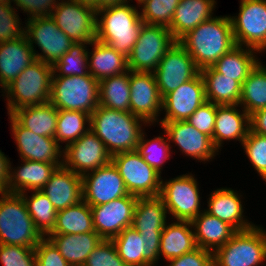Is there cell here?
<instances>
[{"mask_svg":"<svg viewBox=\"0 0 266 266\" xmlns=\"http://www.w3.org/2000/svg\"><path fill=\"white\" fill-rule=\"evenodd\" d=\"M178 42L187 50L199 70L212 67L236 46L229 15L213 16L187 32Z\"/></svg>","mask_w":266,"mask_h":266,"instance_id":"1","label":"cell"},{"mask_svg":"<svg viewBox=\"0 0 266 266\" xmlns=\"http://www.w3.org/2000/svg\"><path fill=\"white\" fill-rule=\"evenodd\" d=\"M147 123L133 115L99 105L90 115V130L104 143L107 152L114 154L136 150L142 127Z\"/></svg>","mask_w":266,"mask_h":266,"instance_id":"2","label":"cell"},{"mask_svg":"<svg viewBox=\"0 0 266 266\" xmlns=\"http://www.w3.org/2000/svg\"><path fill=\"white\" fill-rule=\"evenodd\" d=\"M138 9L126 1L98 10L96 40L128 57L143 24Z\"/></svg>","mask_w":266,"mask_h":266,"instance_id":"3","label":"cell"},{"mask_svg":"<svg viewBox=\"0 0 266 266\" xmlns=\"http://www.w3.org/2000/svg\"><path fill=\"white\" fill-rule=\"evenodd\" d=\"M53 67L40 60L27 66L1 92L6 98L7 114L30 105L50 102Z\"/></svg>","mask_w":266,"mask_h":266,"instance_id":"4","label":"cell"},{"mask_svg":"<svg viewBox=\"0 0 266 266\" xmlns=\"http://www.w3.org/2000/svg\"><path fill=\"white\" fill-rule=\"evenodd\" d=\"M42 238L22 196L0 193V244L36 247Z\"/></svg>","mask_w":266,"mask_h":266,"instance_id":"5","label":"cell"},{"mask_svg":"<svg viewBox=\"0 0 266 266\" xmlns=\"http://www.w3.org/2000/svg\"><path fill=\"white\" fill-rule=\"evenodd\" d=\"M50 103L58 110L82 111L91 115L99 106V81L90 74L52 77Z\"/></svg>","mask_w":266,"mask_h":266,"instance_id":"6","label":"cell"},{"mask_svg":"<svg viewBox=\"0 0 266 266\" xmlns=\"http://www.w3.org/2000/svg\"><path fill=\"white\" fill-rule=\"evenodd\" d=\"M266 261V229L254 225L237 231L213 253L214 266H259Z\"/></svg>","mask_w":266,"mask_h":266,"instance_id":"7","label":"cell"},{"mask_svg":"<svg viewBox=\"0 0 266 266\" xmlns=\"http://www.w3.org/2000/svg\"><path fill=\"white\" fill-rule=\"evenodd\" d=\"M168 27L143 23L128 59L135 72H154L165 53L175 44Z\"/></svg>","mask_w":266,"mask_h":266,"instance_id":"8","label":"cell"},{"mask_svg":"<svg viewBox=\"0 0 266 266\" xmlns=\"http://www.w3.org/2000/svg\"><path fill=\"white\" fill-rule=\"evenodd\" d=\"M199 183L191 172L169 180L162 179L160 197L171 219L192 221L201 210Z\"/></svg>","mask_w":266,"mask_h":266,"instance_id":"9","label":"cell"},{"mask_svg":"<svg viewBox=\"0 0 266 266\" xmlns=\"http://www.w3.org/2000/svg\"><path fill=\"white\" fill-rule=\"evenodd\" d=\"M111 161L118 169L129 194L137 197L160 195L161 174L148 165L136 150L114 154Z\"/></svg>","mask_w":266,"mask_h":266,"instance_id":"10","label":"cell"},{"mask_svg":"<svg viewBox=\"0 0 266 266\" xmlns=\"http://www.w3.org/2000/svg\"><path fill=\"white\" fill-rule=\"evenodd\" d=\"M25 35L37 60L54 65L74 43L57 27L51 16L26 19ZM36 44V45H35ZM38 46L41 53L34 48Z\"/></svg>","mask_w":266,"mask_h":266,"instance_id":"11","label":"cell"},{"mask_svg":"<svg viewBox=\"0 0 266 266\" xmlns=\"http://www.w3.org/2000/svg\"><path fill=\"white\" fill-rule=\"evenodd\" d=\"M238 15L231 16L236 45L266 51V0H240Z\"/></svg>","mask_w":266,"mask_h":266,"instance_id":"12","label":"cell"},{"mask_svg":"<svg viewBox=\"0 0 266 266\" xmlns=\"http://www.w3.org/2000/svg\"><path fill=\"white\" fill-rule=\"evenodd\" d=\"M72 42L96 40L97 11L74 0H61L50 15Z\"/></svg>","mask_w":266,"mask_h":266,"instance_id":"13","label":"cell"},{"mask_svg":"<svg viewBox=\"0 0 266 266\" xmlns=\"http://www.w3.org/2000/svg\"><path fill=\"white\" fill-rule=\"evenodd\" d=\"M153 73L160 95L163 98L184 82L195 78L200 70L187 50L176 41L165 53Z\"/></svg>","mask_w":266,"mask_h":266,"instance_id":"14","label":"cell"},{"mask_svg":"<svg viewBox=\"0 0 266 266\" xmlns=\"http://www.w3.org/2000/svg\"><path fill=\"white\" fill-rule=\"evenodd\" d=\"M126 195L129 192L112 161L82 176V200L89 206L106 204Z\"/></svg>","mask_w":266,"mask_h":266,"instance_id":"15","label":"cell"},{"mask_svg":"<svg viewBox=\"0 0 266 266\" xmlns=\"http://www.w3.org/2000/svg\"><path fill=\"white\" fill-rule=\"evenodd\" d=\"M129 83L130 112L149 126L158 124L162 112V97L154 73L130 71Z\"/></svg>","mask_w":266,"mask_h":266,"instance_id":"16","label":"cell"},{"mask_svg":"<svg viewBox=\"0 0 266 266\" xmlns=\"http://www.w3.org/2000/svg\"><path fill=\"white\" fill-rule=\"evenodd\" d=\"M138 197L126 195L106 204L90 206L95 232L103 240H112L133 223Z\"/></svg>","mask_w":266,"mask_h":266,"instance_id":"17","label":"cell"},{"mask_svg":"<svg viewBox=\"0 0 266 266\" xmlns=\"http://www.w3.org/2000/svg\"><path fill=\"white\" fill-rule=\"evenodd\" d=\"M8 119L20 159L63 166L64 149L55 138L33 133L23 127L11 114H8Z\"/></svg>","mask_w":266,"mask_h":266,"instance_id":"18","label":"cell"},{"mask_svg":"<svg viewBox=\"0 0 266 266\" xmlns=\"http://www.w3.org/2000/svg\"><path fill=\"white\" fill-rule=\"evenodd\" d=\"M158 125L166 133L170 144H175L182 154L200 163L212 161L219 153L212 138L198 131L187 121L159 122Z\"/></svg>","mask_w":266,"mask_h":266,"instance_id":"19","label":"cell"},{"mask_svg":"<svg viewBox=\"0 0 266 266\" xmlns=\"http://www.w3.org/2000/svg\"><path fill=\"white\" fill-rule=\"evenodd\" d=\"M110 161L104 143L91 130L64 148L63 166L81 176Z\"/></svg>","mask_w":266,"mask_h":266,"instance_id":"20","label":"cell"},{"mask_svg":"<svg viewBox=\"0 0 266 266\" xmlns=\"http://www.w3.org/2000/svg\"><path fill=\"white\" fill-rule=\"evenodd\" d=\"M204 81L199 73L162 98V114L159 122L186 121L206 102Z\"/></svg>","mask_w":266,"mask_h":266,"instance_id":"21","label":"cell"},{"mask_svg":"<svg viewBox=\"0 0 266 266\" xmlns=\"http://www.w3.org/2000/svg\"><path fill=\"white\" fill-rule=\"evenodd\" d=\"M239 104L217 105L212 142L221 151L224 141L242 142L250 131V115ZM240 108V109H238Z\"/></svg>","mask_w":266,"mask_h":266,"instance_id":"22","label":"cell"},{"mask_svg":"<svg viewBox=\"0 0 266 266\" xmlns=\"http://www.w3.org/2000/svg\"><path fill=\"white\" fill-rule=\"evenodd\" d=\"M243 195L232 188H217L209 194L206 212L227 222L237 231L247 230L255 224L244 214Z\"/></svg>","mask_w":266,"mask_h":266,"instance_id":"23","label":"cell"},{"mask_svg":"<svg viewBox=\"0 0 266 266\" xmlns=\"http://www.w3.org/2000/svg\"><path fill=\"white\" fill-rule=\"evenodd\" d=\"M21 162L23 164L14 168L9 160L8 193L20 194L22 192L41 190L55 170L61 167L60 164L47 162L23 159H21Z\"/></svg>","mask_w":266,"mask_h":266,"instance_id":"24","label":"cell"},{"mask_svg":"<svg viewBox=\"0 0 266 266\" xmlns=\"http://www.w3.org/2000/svg\"><path fill=\"white\" fill-rule=\"evenodd\" d=\"M41 191L59 211L78 204L82 200V176L58 167Z\"/></svg>","mask_w":266,"mask_h":266,"instance_id":"25","label":"cell"},{"mask_svg":"<svg viewBox=\"0 0 266 266\" xmlns=\"http://www.w3.org/2000/svg\"><path fill=\"white\" fill-rule=\"evenodd\" d=\"M36 59L26 35L0 43V89L3 90Z\"/></svg>","mask_w":266,"mask_h":266,"instance_id":"26","label":"cell"},{"mask_svg":"<svg viewBox=\"0 0 266 266\" xmlns=\"http://www.w3.org/2000/svg\"><path fill=\"white\" fill-rule=\"evenodd\" d=\"M216 0H180L168 27L178 41L187 32L213 17Z\"/></svg>","mask_w":266,"mask_h":266,"instance_id":"27","label":"cell"},{"mask_svg":"<svg viewBox=\"0 0 266 266\" xmlns=\"http://www.w3.org/2000/svg\"><path fill=\"white\" fill-rule=\"evenodd\" d=\"M197 247L214 253L229 241L237 230L204 209L191 221Z\"/></svg>","mask_w":266,"mask_h":266,"instance_id":"28","label":"cell"},{"mask_svg":"<svg viewBox=\"0 0 266 266\" xmlns=\"http://www.w3.org/2000/svg\"><path fill=\"white\" fill-rule=\"evenodd\" d=\"M197 248L191 221L171 220L162 230L159 255L164 261L180 257Z\"/></svg>","mask_w":266,"mask_h":266,"instance_id":"29","label":"cell"},{"mask_svg":"<svg viewBox=\"0 0 266 266\" xmlns=\"http://www.w3.org/2000/svg\"><path fill=\"white\" fill-rule=\"evenodd\" d=\"M90 46L93 48L92 51L87 49L88 71L96 80L101 81L129 70L127 57L111 46L97 40L89 43Z\"/></svg>","mask_w":266,"mask_h":266,"instance_id":"30","label":"cell"},{"mask_svg":"<svg viewBox=\"0 0 266 266\" xmlns=\"http://www.w3.org/2000/svg\"><path fill=\"white\" fill-rule=\"evenodd\" d=\"M47 238L71 266H84L89 254L103 240L96 232L49 234Z\"/></svg>","mask_w":266,"mask_h":266,"instance_id":"31","label":"cell"},{"mask_svg":"<svg viewBox=\"0 0 266 266\" xmlns=\"http://www.w3.org/2000/svg\"><path fill=\"white\" fill-rule=\"evenodd\" d=\"M11 115L23 127L33 133L54 138L58 109L50 102L40 105L24 106L14 110Z\"/></svg>","mask_w":266,"mask_h":266,"instance_id":"32","label":"cell"},{"mask_svg":"<svg viewBox=\"0 0 266 266\" xmlns=\"http://www.w3.org/2000/svg\"><path fill=\"white\" fill-rule=\"evenodd\" d=\"M204 81L206 100L216 105L239 104L242 85L225 75L218 73L213 67L200 70Z\"/></svg>","mask_w":266,"mask_h":266,"instance_id":"33","label":"cell"},{"mask_svg":"<svg viewBox=\"0 0 266 266\" xmlns=\"http://www.w3.org/2000/svg\"><path fill=\"white\" fill-rule=\"evenodd\" d=\"M167 215V209L160 196L138 197L132 227L139 233H162L169 222Z\"/></svg>","mask_w":266,"mask_h":266,"instance_id":"34","label":"cell"},{"mask_svg":"<svg viewBox=\"0 0 266 266\" xmlns=\"http://www.w3.org/2000/svg\"><path fill=\"white\" fill-rule=\"evenodd\" d=\"M258 53L254 49L236 45L220 57L212 67L218 73L238 81L242 85L249 73L260 62V58L256 55Z\"/></svg>","mask_w":266,"mask_h":266,"instance_id":"35","label":"cell"},{"mask_svg":"<svg viewBox=\"0 0 266 266\" xmlns=\"http://www.w3.org/2000/svg\"><path fill=\"white\" fill-rule=\"evenodd\" d=\"M130 70L99 81V105L130 112Z\"/></svg>","mask_w":266,"mask_h":266,"instance_id":"36","label":"cell"},{"mask_svg":"<svg viewBox=\"0 0 266 266\" xmlns=\"http://www.w3.org/2000/svg\"><path fill=\"white\" fill-rule=\"evenodd\" d=\"M95 232L91 207L83 200L57 211L56 224L50 234H82Z\"/></svg>","mask_w":266,"mask_h":266,"instance_id":"37","label":"cell"},{"mask_svg":"<svg viewBox=\"0 0 266 266\" xmlns=\"http://www.w3.org/2000/svg\"><path fill=\"white\" fill-rule=\"evenodd\" d=\"M28 193L22 192L20 195L36 229L43 237H47L55 227L57 210L41 190L31 191V196Z\"/></svg>","mask_w":266,"mask_h":266,"instance_id":"38","label":"cell"},{"mask_svg":"<svg viewBox=\"0 0 266 266\" xmlns=\"http://www.w3.org/2000/svg\"><path fill=\"white\" fill-rule=\"evenodd\" d=\"M239 105L249 115L266 108V66L261 60L243 81Z\"/></svg>","mask_w":266,"mask_h":266,"instance_id":"39","label":"cell"},{"mask_svg":"<svg viewBox=\"0 0 266 266\" xmlns=\"http://www.w3.org/2000/svg\"><path fill=\"white\" fill-rule=\"evenodd\" d=\"M90 130V115L82 111L58 110L54 138L66 148Z\"/></svg>","mask_w":266,"mask_h":266,"instance_id":"40","label":"cell"},{"mask_svg":"<svg viewBox=\"0 0 266 266\" xmlns=\"http://www.w3.org/2000/svg\"><path fill=\"white\" fill-rule=\"evenodd\" d=\"M87 45L89 43H73L70 49L52 66V77L88 75Z\"/></svg>","mask_w":266,"mask_h":266,"instance_id":"41","label":"cell"},{"mask_svg":"<svg viewBox=\"0 0 266 266\" xmlns=\"http://www.w3.org/2000/svg\"><path fill=\"white\" fill-rule=\"evenodd\" d=\"M164 134L161 136L158 135L153 139H147L146 132L143 131L136 148V151L143 157L144 161L153 167L159 174H162V167L164 166V163H167L166 160L172 158L171 153L173 151L171 150L172 145L169 143L165 132Z\"/></svg>","mask_w":266,"mask_h":266,"instance_id":"42","label":"cell"},{"mask_svg":"<svg viewBox=\"0 0 266 266\" xmlns=\"http://www.w3.org/2000/svg\"><path fill=\"white\" fill-rule=\"evenodd\" d=\"M118 255L128 266H144V237L132 226L112 239Z\"/></svg>","mask_w":266,"mask_h":266,"instance_id":"43","label":"cell"},{"mask_svg":"<svg viewBox=\"0 0 266 266\" xmlns=\"http://www.w3.org/2000/svg\"><path fill=\"white\" fill-rule=\"evenodd\" d=\"M179 2L180 0L144 1L138 6L143 23L169 27Z\"/></svg>","mask_w":266,"mask_h":266,"instance_id":"44","label":"cell"},{"mask_svg":"<svg viewBox=\"0 0 266 266\" xmlns=\"http://www.w3.org/2000/svg\"><path fill=\"white\" fill-rule=\"evenodd\" d=\"M242 148L258 176L266 182V136L250 130L242 142Z\"/></svg>","mask_w":266,"mask_h":266,"instance_id":"45","label":"cell"},{"mask_svg":"<svg viewBox=\"0 0 266 266\" xmlns=\"http://www.w3.org/2000/svg\"><path fill=\"white\" fill-rule=\"evenodd\" d=\"M17 12L11 3H0V43L25 35V25Z\"/></svg>","mask_w":266,"mask_h":266,"instance_id":"46","label":"cell"},{"mask_svg":"<svg viewBox=\"0 0 266 266\" xmlns=\"http://www.w3.org/2000/svg\"><path fill=\"white\" fill-rule=\"evenodd\" d=\"M35 247L0 244L2 266H37Z\"/></svg>","mask_w":266,"mask_h":266,"instance_id":"47","label":"cell"},{"mask_svg":"<svg viewBox=\"0 0 266 266\" xmlns=\"http://www.w3.org/2000/svg\"><path fill=\"white\" fill-rule=\"evenodd\" d=\"M84 266H128L118 255L112 240H102L89 254Z\"/></svg>","mask_w":266,"mask_h":266,"instance_id":"48","label":"cell"},{"mask_svg":"<svg viewBox=\"0 0 266 266\" xmlns=\"http://www.w3.org/2000/svg\"><path fill=\"white\" fill-rule=\"evenodd\" d=\"M217 105L206 101L186 120L198 131L213 137Z\"/></svg>","mask_w":266,"mask_h":266,"instance_id":"49","label":"cell"},{"mask_svg":"<svg viewBox=\"0 0 266 266\" xmlns=\"http://www.w3.org/2000/svg\"><path fill=\"white\" fill-rule=\"evenodd\" d=\"M34 251L37 266H71L47 237L39 241Z\"/></svg>","mask_w":266,"mask_h":266,"instance_id":"50","label":"cell"},{"mask_svg":"<svg viewBox=\"0 0 266 266\" xmlns=\"http://www.w3.org/2000/svg\"><path fill=\"white\" fill-rule=\"evenodd\" d=\"M61 0H10V3L26 13L28 18L50 16Z\"/></svg>","mask_w":266,"mask_h":266,"instance_id":"51","label":"cell"},{"mask_svg":"<svg viewBox=\"0 0 266 266\" xmlns=\"http://www.w3.org/2000/svg\"><path fill=\"white\" fill-rule=\"evenodd\" d=\"M166 262L167 266H214L213 253L200 247Z\"/></svg>","mask_w":266,"mask_h":266,"instance_id":"52","label":"cell"},{"mask_svg":"<svg viewBox=\"0 0 266 266\" xmlns=\"http://www.w3.org/2000/svg\"><path fill=\"white\" fill-rule=\"evenodd\" d=\"M144 237V266H156L160 259L159 248L161 233H140Z\"/></svg>","mask_w":266,"mask_h":266,"instance_id":"53","label":"cell"},{"mask_svg":"<svg viewBox=\"0 0 266 266\" xmlns=\"http://www.w3.org/2000/svg\"><path fill=\"white\" fill-rule=\"evenodd\" d=\"M250 130L266 136V108L250 114Z\"/></svg>","mask_w":266,"mask_h":266,"instance_id":"54","label":"cell"},{"mask_svg":"<svg viewBox=\"0 0 266 266\" xmlns=\"http://www.w3.org/2000/svg\"><path fill=\"white\" fill-rule=\"evenodd\" d=\"M0 150V193L7 192L10 158Z\"/></svg>","mask_w":266,"mask_h":266,"instance_id":"55","label":"cell"},{"mask_svg":"<svg viewBox=\"0 0 266 266\" xmlns=\"http://www.w3.org/2000/svg\"><path fill=\"white\" fill-rule=\"evenodd\" d=\"M126 1L127 0H98V10L103 9L105 7L119 5V4L124 3Z\"/></svg>","mask_w":266,"mask_h":266,"instance_id":"56","label":"cell"},{"mask_svg":"<svg viewBox=\"0 0 266 266\" xmlns=\"http://www.w3.org/2000/svg\"><path fill=\"white\" fill-rule=\"evenodd\" d=\"M74 1L79 2L86 6L92 7L96 11H98V0H74Z\"/></svg>","mask_w":266,"mask_h":266,"instance_id":"57","label":"cell"},{"mask_svg":"<svg viewBox=\"0 0 266 266\" xmlns=\"http://www.w3.org/2000/svg\"><path fill=\"white\" fill-rule=\"evenodd\" d=\"M127 1L129 2L130 0H127ZM136 1H137V5L139 6V5H141L146 0H136Z\"/></svg>","mask_w":266,"mask_h":266,"instance_id":"58","label":"cell"},{"mask_svg":"<svg viewBox=\"0 0 266 266\" xmlns=\"http://www.w3.org/2000/svg\"><path fill=\"white\" fill-rule=\"evenodd\" d=\"M0 3H10V0H0Z\"/></svg>","mask_w":266,"mask_h":266,"instance_id":"59","label":"cell"}]
</instances>
